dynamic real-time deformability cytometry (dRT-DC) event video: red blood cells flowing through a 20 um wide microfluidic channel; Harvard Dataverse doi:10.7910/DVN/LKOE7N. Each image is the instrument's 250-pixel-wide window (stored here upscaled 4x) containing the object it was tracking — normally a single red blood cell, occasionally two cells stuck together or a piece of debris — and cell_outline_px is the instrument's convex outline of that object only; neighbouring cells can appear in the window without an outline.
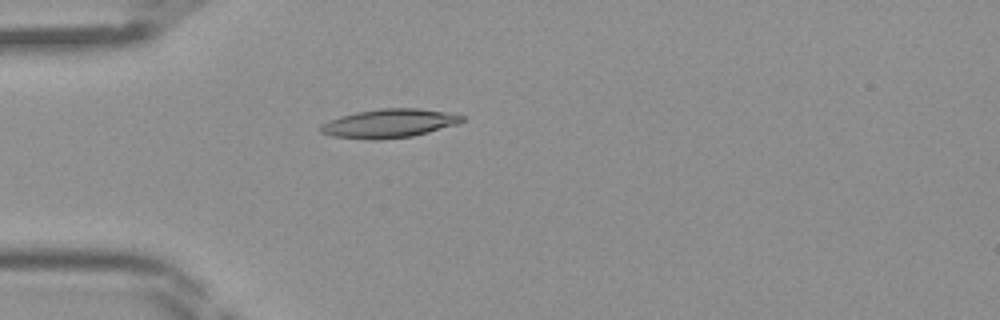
{"species": "Egyptian fruit bat (a non-hibernating species)", "species_latin": "Rousettus aegyptiacus", "temperature_condition": "room temperature", "stored_images_in_passage": 44, "camera_frame_rate_fps": 3000, "um_per_image_px": 0.085, "frame": {"image": 1, "passage_image": 13, "time_ms": 4.0, "image_size_px": [1000, 320], "cell_outline_px": [[464, 120], [456, 124], [428, 132], [412, 136], [380, 140], [372, 140], [332, 136], [320, 132], [320, 128], [328, 120], [340, 116], [356, 112], [380, 108], [416, 108], [444, 112], [464, 116]], "centroid_in_image_um": [33.04, 10.49], "position_along_channel_um": 52.0, "area_um2": 23.47}}
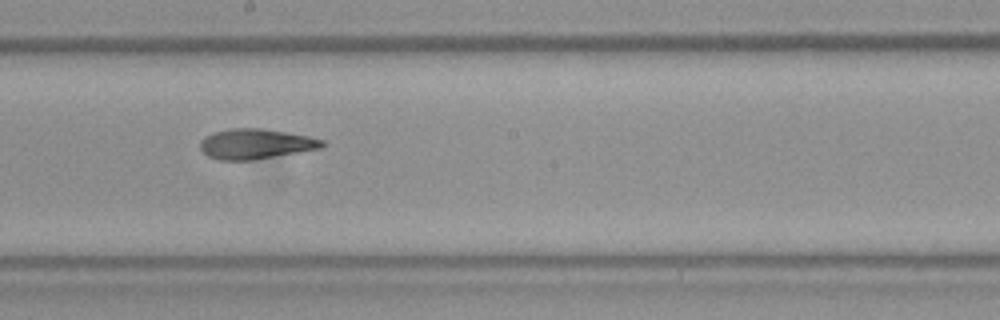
{"frame": {"image": 2, "passage_image": 25, "time_ms": 8.0, "image_size_px": [1000, 320], "cell_outline_px": [[324, 144], [320, 148], [252, 160], [220, 160], [208, 156], [200, 148], [200, 140], [204, 136], [212, 132], [232, 128], [264, 128], [308, 136], [324, 140]], "centroid_in_image_um": [21.69, 12.22], "position_along_channel_um": 226.5, "area_um2": 21.33}}
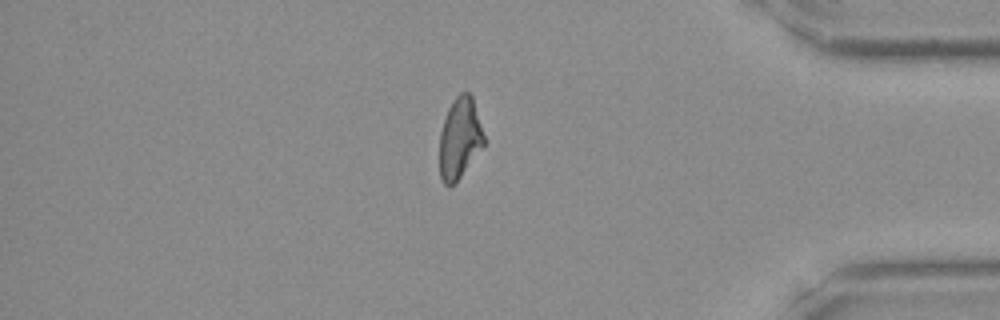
{"frame": {"image": 3, "passage_image": 38, "time_ms": 12.333, "image_size_px": [1000, 320], "cell_outline_px": [[484, 144], [460, 176], [448, 188], [440, 180], [440, 132], [448, 108], [452, 100], [460, 92], [468, 92], [472, 96], [484, 136]], "centroid_in_image_um": [39.05, 11.73], "position_along_channel_um": 396.2, "area_um2": 20.58}}